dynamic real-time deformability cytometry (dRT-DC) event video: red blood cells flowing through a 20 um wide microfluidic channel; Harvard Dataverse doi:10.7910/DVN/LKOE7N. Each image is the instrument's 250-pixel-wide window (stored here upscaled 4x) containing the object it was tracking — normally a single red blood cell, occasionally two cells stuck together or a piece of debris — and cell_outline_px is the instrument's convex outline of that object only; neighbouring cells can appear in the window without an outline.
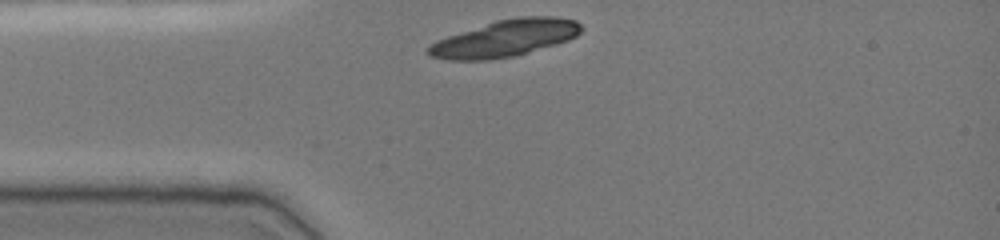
{"species": "common noctule bat (a hibernating species)", "species_latin": "Nyctalus noctula", "temperature_condition": "cold", "stored_images_in_passage": 31, "camera_frame_rate_fps": 3000, "um_per_image_px": 0.085, "animal": {"sex": "female", "body_mass_g": 19.0, "forearm_length_mm": 51.5}, "frame": {"image": 1, "passage_image": 1, "time_ms": 0.0, "image_size_px": [1000, 240], "cell_outline_px": [[584, 28], [576, 36], [568, 40], [556, 44], [512, 56], [488, 60], [448, 60], [428, 56], [424, 52], [424, 48], [436, 40], [496, 20], [516, 16], [556, 16], [576, 20]], "centroid_in_image_um": [42.9, 3.25], "position_along_channel_um": 42.1, "area_um2": 32.89}}